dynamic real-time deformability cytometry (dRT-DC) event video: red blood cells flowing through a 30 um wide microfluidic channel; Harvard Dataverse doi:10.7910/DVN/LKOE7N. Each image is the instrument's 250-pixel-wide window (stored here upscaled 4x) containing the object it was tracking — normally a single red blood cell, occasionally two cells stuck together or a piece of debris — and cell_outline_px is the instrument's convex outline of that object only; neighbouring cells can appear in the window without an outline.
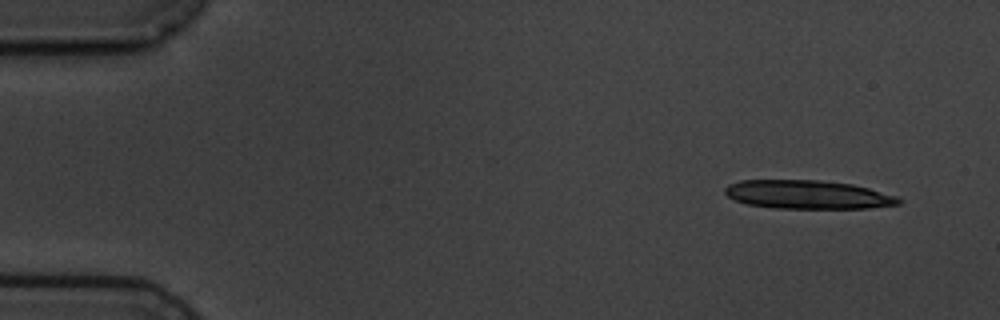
{"species": "common noctule bat (a hibernating species)", "species_latin": "Nyctalus noctula", "temperature_condition": "cold", "stored_images_in_passage": 6, "camera_frame_rate_fps": 3000, "um_per_image_px": 0.085, "animal": {"sex": "male", "body_mass_g": 19.5, "forearm_length_mm": 54.6}, "frame": {"image": 1, "passage_image": 1, "time_ms": 0.0, "image_size_px": [1000, 320], "cell_outline_px": [[904, 200], [900, 204], [868, 208], [772, 208], [744, 204], [728, 196], [724, 192], [724, 188], [728, 184], [740, 180], [820, 180], [852, 184], [900, 196]], "centroid_in_image_um": [68.68, 16.54], "position_along_channel_um": 16.3, "area_um2": 29.25}}